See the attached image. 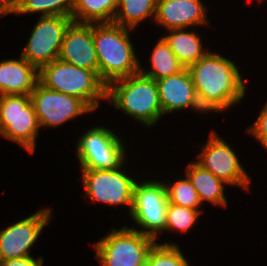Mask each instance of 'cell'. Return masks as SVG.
<instances>
[{
	"label": "cell",
	"instance_id": "cell-1",
	"mask_svg": "<svg viewBox=\"0 0 267 266\" xmlns=\"http://www.w3.org/2000/svg\"><path fill=\"white\" fill-rule=\"evenodd\" d=\"M187 69L204 113L222 112L245 96V83L233 60L208 51Z\"/></svg>",
	"mask_w": 267,
	"mask_h": 266
},
{
	"label": "cell",
	"instance_id": "cell-2",
	"mask_svg": "<svg viewBox=\"0 0 267 266\" xmlns=\"http://www.w3.org/2000/svg\"><path fill=\"white\" fill-rule=\"evenodd\" d=\"M128 29L111 23H93V41L98 59V75L110 82L140 72V60L130 40Z\"/></svg>",
	"mask_w": 267,
	"mask_h": 266
},
{
	"label": "cell",
	"instance_id": "cell-3",
	"mask_svg": "<svg viewBox=\"0 0 267 266\" xmlns=\"http://www.w3.org/2000/svg\"><path fill=\"white\" fill-rule=\"evenodd\" d=\"M106 99L146 127L154 126L163 116L156 80L141 72L110 82Z\"/></svg>",
	"mask_w": 267,
	"mask_h": 266
},
{
	"label": "cell",
	"instance_id": "cell-4",
	"mask_svg": "<svg viewBox=\"0 0 267 266\" xmlns=\"http://www.w3.org/2000/svg\"><path fill=\"white\" fill-rule=\"evenodd\" d=\"M39 82L46 88L82 100L92 111L106 99L107 85L93 70L79 68L59 59L39 70Z\"/></svg>",
	"mask_w": 267,
	"mask_h": 266
},
{
	"label": "cell",
	"instance_id": "cell-5",
	"mask_svg": "<svg viewBox=\"0 0 267 266\" xmlns=\"http://www.w3.org/2000/svg\"><path fill=\"white\" fill-rule=\"evenodd\" d=\"M157 241L130 227L112 229L93 247L102 266H145L148 254Z\"/></svg>",
	"mask_w": 267,
	"mask_h": 266
},
{
	"label": "cell",
	"instance_id": "cell-6",
	"mask_svg": "<svg viewBox=\"0 0 267 266\" xmlns=\"http://www.w3.org/2000/svg\"><path fill=\"white\" fill-rule=\"evenodd\" d=\"M40 125L30 95H0V136L34 153Z\"/></svg>",
	"mask_w": 267,
	"mask_h": 266
},
{
	"label": "cell",
	"instance_id": "cell-7",
	"mask_svg": "<svg viewBox=\"0 0 267 266\" xmlns=\"http://www.w3.org/2000/svg\"><path fill=\"white\" fill-rule=\"evenodd\" d=\"M76 146L81 169H118L126 161V145L106 127L88 129L79 137Z\"/></svg>",
	"mask_w": 267,
	"mask_h": 266
},
{
	"label": "cell",
	"instance_id": "cell-8",
	"mask_svg": "<svg viewBox=\"0 0 267 266\" xmlns=\"http://www.w3.org/2000/svg\"><path fill=\"white\" fill-rule=\"evenodd\" d=\"M167 190L164 181L136 182L130 216L141 230L140 233L157 240V234L165 232ZM143 229V230H142ZM145 229V230H144Z\"/></svg>",
	"mask_w": 267,
	"mask_h": 266
},
{
	"label": "cell",
	"instance_id": "cell-9",
	"mask_svg": "<svg viewBox=\"0 0 267 266\" xmlns=\"http://www.w3.org/2000/svg\"><path fill=\"white\" fill-rule=\"evenodd\" d=\"M124 165L118 169H81L86 198L109 206L125 204L130 214L137 181L122 170Z\"/></svg>",
	"mask_w": 267,
	"mask_h": 266
},
{
	"label": "cell",
	"instance_id": "cell-10",
	"mask_svg": "<svg viewBox=\"0 0 267 266\" xmlns=\"http://www.w3.org/2000/svg\"><path fill=\"white\" fill-rule=\"evenodd\" d=\"M73 19L63 15L40 16L21 56L40 70L59 58L65 32Z\"/></svg>",
	"mask_w": 267,
	"mask_h": 266
},
{
	"label": "cell",
	"instance_id": "cell-11",
	"mask_svg": "<svg viewBox=\"0 0 267 266\" xmlns=\"http://www.w3.org/2000/svg\"><path fill=\"white\" fill-rule=\"evenodd\" d=\"M196 161L204 169L230 186L248 189L251 178L241 165L236 153L214 130Z\"/></svg>",
	"mask_w": 267,
	"mask_h": 266
},
{
	"label": "cell",
	"instance_id": "cell-12",
	"mask_svg": "<svg viewBox=\"0 0 267 266\" xmlns=\"http://www.w3.org/2000/svg\"><path fill=\"white\" fill-rule=\"evenodd\" d=\"M30 97L40 127H58L73 118L92 112L82 100L48 89L40 82L36 84Z\"/></svg>",
	"mask_w": 267,
	"mask_h": 266
},
{
	"label": "cell",
	"instance_id": "cell-13",
	"mask_svg": "<svg viewBox=\"0 0 267 266\" xmlns=\"http://www.w3.org/2000/svg\"><path fill=\"white\" fill-rule=\"evenodd\" d=\"M51 217L52 208H44L0 231V262L31 256V247Z\"/></svg>",
	"mask_w": 267,
	"mask_h": 266
},
{
	"label": "cell",
	"instance_id": "cell-14",
	"mask_svg": "<svg viewBox=\"0 0 267 266\" xmlns=\"http://www.w3.org/2000/svg\"><path fill=\"white\" fill-rule=\"evenodd\" d=\"M58 59L98 73L93 24L72 22L65 32Z\"/></svg>",
	"mask_w": 267,
	"mask_h": 266
},
{
	"label": "cell",
	"instance_id": "cell-15",
	"mask_svg": "<svg viewBox=\"0 0 267 266\" xmlns=\"http://www.w3.org/2000/svg\"><path fill=\"white\" fill-rule=\"evenodd\" d=\"M163 115L190 107L203 113L195 86L187 68L171 76L156 80Z\"/></svg>",
	"mask_w": 267,
	"mask_h": 266
},
{
	"label": "cell",
	"instance_id": "cell-16",
	"mask_svg": "<svg viewBox=\"0 0 267 266\" xmlns=\"http://www.w3.org/2000/svg\"><path fill=\"white\" fill-rule=\"evenodd\" d=\"M202 0H157L154 21L167 30L208 24Z\"/></svg>",
	"mask_w": 267,
	"mask_h": 266
},
{
	"label": "cell",
	"instance_id": "cell-17",
	"mask_svg": "<svg viewBox=\"0 0 267 266\" xmlns=\"http://www.w3.org/2000/svg\"><path fill=\"white\" fill-rule=\"evenodd\" d=\"M19 57L0 62V95H30L39 82V70Z\"/></svg>",
	"mask_w": 267,
	"mask_h": 266
},
{
	"label": "cell",
	"instance_id": "cell-18",
	"mask_svg": "<svg viewBox=\"0 0 267 266\" xmlns=\"http://www.w3.org/2000/svg\"><path fill=\"white\" fill-rule=\"evenodd\" d=\"M186 175L198 193L201 204L206 200L215 206H227L228 203L224 195V186L227 185L225 182L215 177L196 161L190 162L186 167Z\"/></svg>",
	"mask_w": 267,
	"mask_h": 266
},
{
	"label": "cell",
	"instance_id": "cell-19",
	"mask_svg": "<svg viewBox=\"0 0 267 266\" xmlns=\"http://www.w3.org/2000/svg\"><path fill=\"white\" fill-rule=\"evenodd\" d=\"M168 31L169 35H164L163 38L185 68L195 64L208 52L207 49L204 50L200 35L195 31L189 32L186 28Z\"/></svg>",
	"mask_w": 267,
	"mask_h": 266
},
{
	"label": "cell",
	"instance_id": "cell-20",
	"mask_svg": "<svg viewBox=\"0 0 267 266\" xmlns=\"http://www.w3.org/2000/svg\"><path fill=\"white\" fill-rule=\"evenodd\" d=\"M119 0H74L71 18L77 23H111Z\"/></svg>",
	"mask_w": 267,
	"mask_h": 266
},
{
	"label": "cell",
	"instance_id": "cell-21",
	"mask_svg": "<svg viewBox=\"0 0 267 266\" xmlns=\"http://www.w3.org/2000/svg\"><path fill=\"white\" fill-rule=\"evenodd\" d=\"M150 57L152 69L145 71L140 67V72L154 80L171 76L185 68L176 58L163 37L157 41Z\"/></svg>",
	"mask_w": 267,
	"mask_h": 266
},
{
	"label": "cell",
	"instance_id": "cell-22",
	"mask_svg": "<svg viewBox=\"0 0 267 266\" xmlns=\"http://www.w3.org/2000/svg\"><path fill=\"white\" fill-rule=\"evenodd\" d=\"M157 0H119L114 23L134 29L149 16L155 18Z\"/></svg>",
	"mask_w": 267,
	"mask_h": 266
},
{
	"label": "cell",
	"instance_id": "cell-23",
	"mask_svg": "<svg viewBox=\"0 0 267 266\" xmlns=\"http://www.w3.org/2000/svg\"><path fill=\"white\" fill-rule=\"evenodd\" d=\"M74 0H17L14 14L41 12L42 16L63 15L71 17Z\"/></svg>",
	"mask_w": 267,
	"mask_h": 266
},
{
	"label": "cell",
	"instance_id": "cell-24",
	"mask_svg": "<svg viewBox=\"0 0 267 266\" xmlns=\"http://www.w3.org/2000/svg\"><path fill=\"white\" fill-rule=\"evenodd\" d=\"M176 243H155L145 266H190Z\"/></svg>",
	"mask_w": 267,
	"mask_h": 266
},
{
	"label": "cell",
	"instance_id": "cell-25",
	"mask_svg": "<svg viewBox=\"0 0 267 266\" xmlns=\"http://www.w3.org/2000/svg\"><path fill=\"white\" fill-rule=\"evenodd\" d=\"M168 202L182 207L199 209L200 198L189 178L175 181L173 184H165Z\"/></svg>",
	"mask_w": 267,
	"mask_h": 266
},
{
	"label": "cell",
	"instance_id": "cell-26",
	"mask_svg": "<svg viewBox=\"0 0 267 266\" xmlns=\"http://www.w3.org/2000/svg\"><path fill=\"white\" fill-rule=\"evenodd\" d=\"M200 213H202L200 209L186 208L168 202L165 231L172 229V231L186 232L192 229L199 219Z\"/></svg>",
	"mask_w": 267,
	"mask_h": 266
},
{
	"label": "cell",
	"instance_id": "cell-27",
	"mask_svg": "<svg viewBox=\"0 0 267 266\" xmlns=\"http://www.w3.org/2000/svg\"><path fill=\"white\" fill-rule=\"evenodd\" d=\"M247 128V132L254 137H267V103L261 110L254 124Z\"/></svg>",
	"mask_w": 267,
	"mask_h": 266
},
{
	"label": "cell",
	"instance_id": "cell-28",
	"mask_svg": "<svg viewBox=\"0 0 267 266\" xmlns=\"http://www.w3.org/2000/svg\"><path fill=\"white\" fill-rule=\"evenodd\" d=\"M43 257L35 258L33 256H26L18 259H9L0 262V266H42Z\"/></svg>",
	"mask_w": 267,
	"mask_h": 266
},
{
	"label": "cell",
	"instance_id": "cell-29",
	"mask_svg": "<svg viewBox=\"0 0 267 266\" xmlns=\"http://www.w3.org/2000/svg\"><path fill=\"white\" fill-rule=\"evenodd\" d=\"M17 0H0V16L15 12Z\"/></svg>",
	"mask_w": 267,
	"mask_h": 266
},
{
	"label": "cell",
	"instance_id": "cell-30",
	"mask_svg": "<svg viewBox=\"0 0 267 266\" xmlns=\"http://www.w3.org/2000/svg\"><path fill=\"white\" fill-rule=\"evenodd\" d=\"M254 138L261 143V145L266 149L267 152V137H254Z\"/></svg>",
	"mask_w": 267,
	"mask_h": 266
}]
</instances>
